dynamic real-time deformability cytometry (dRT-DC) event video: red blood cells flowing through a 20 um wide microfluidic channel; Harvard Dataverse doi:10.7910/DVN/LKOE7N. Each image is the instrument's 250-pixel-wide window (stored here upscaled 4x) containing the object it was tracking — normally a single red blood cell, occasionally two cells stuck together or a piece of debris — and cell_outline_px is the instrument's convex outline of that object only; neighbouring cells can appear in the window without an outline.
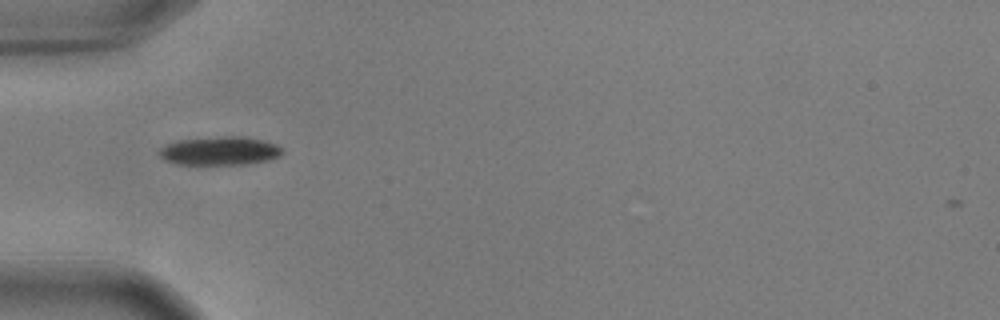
{"species": "common noctule bat (a hibernating species)", "species_latin": "Nyctalus noctula", "temperature_condition": "warm", "stored_images_in_passage": 38, "camera_frame_rate_fps": 3000, "um_per_image_px": 0.085, "animal": {"sex": "male", "body_mass_g": 17.9, "forearm_length_mm": 54.2}, "frame": {"image": 1, "passage_image": 1, "time_ms": 0.0, "image_size_px": [1000, 320], "cell_outline_px": [[284, 152], [280, 156], [268, 160], [248, 164], [176, 164], [160, 156], [160, 148], [176, 140], [224, 136], [244, 136], [264, 140], [276, 144]], "centroid_in_image_um": [18.73, 12.81], "position_along_channel_um": 66.3, "area_um2": 20.4}}
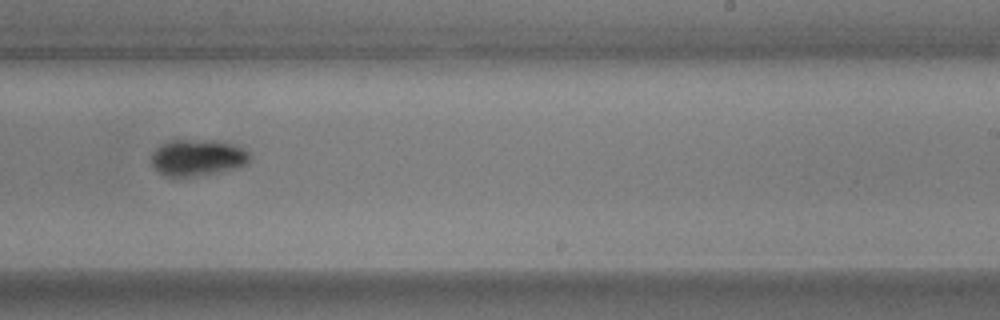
{"frame": {"image": 2, "passage_image": 18, "time_ms": 5.667, "image_size_px": [1000, 320], "cell_outline_px": [[252, 156], [244, 164], [232, 168], [216, 172], [188, 176], [164, 176], [152, 164], [152, 152], [156, 148], [172, 140], [216, 140], [232, 144], [244, 148]], "centroid_in_image_um": [16.78, 13.37], "position_along_channel_um": 272.2, "area_um2": 20.4}}
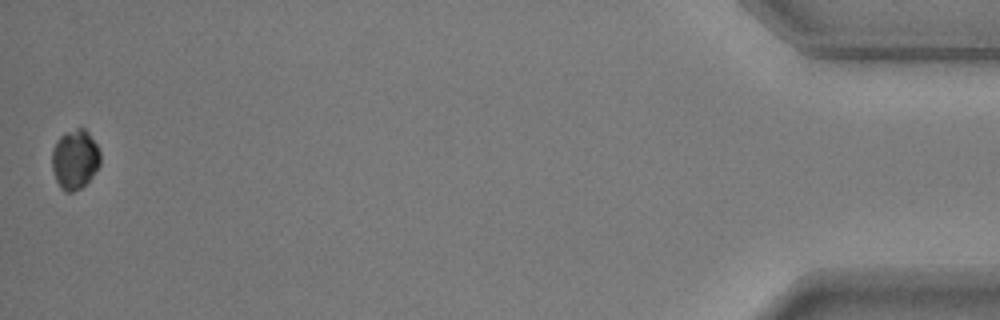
{"frame": {"image": 3, "passage_image": 38, "time_ms": 12.333, "image_size_px": [1000, 320], "cell_outline_px": [[100, 164], [92, 176], [80, 188], [72, 192], [64, 192], [60, 188], [56, 180], [52, 168], [52, 148], [56, 140], [64, 132], [76, 128], [84, 128], [88, 132], [96, 144], [100, 152]], "centroid_in_image_um": [6.34, 13.53], "position_along_channel_um": 428.9, "area_um2": 16.82}, "authors_computed_cell_mechanics": {"area_um2": 19.7387, "velocity_mm_per_s": 3.6428, "shape_relaxation_time_tau1_ms": 2.8588, "shape_relaxation_time_tau2_ms": null, "deformation_change_tau1": 0.1394, "deformation_change_tau2": null}}